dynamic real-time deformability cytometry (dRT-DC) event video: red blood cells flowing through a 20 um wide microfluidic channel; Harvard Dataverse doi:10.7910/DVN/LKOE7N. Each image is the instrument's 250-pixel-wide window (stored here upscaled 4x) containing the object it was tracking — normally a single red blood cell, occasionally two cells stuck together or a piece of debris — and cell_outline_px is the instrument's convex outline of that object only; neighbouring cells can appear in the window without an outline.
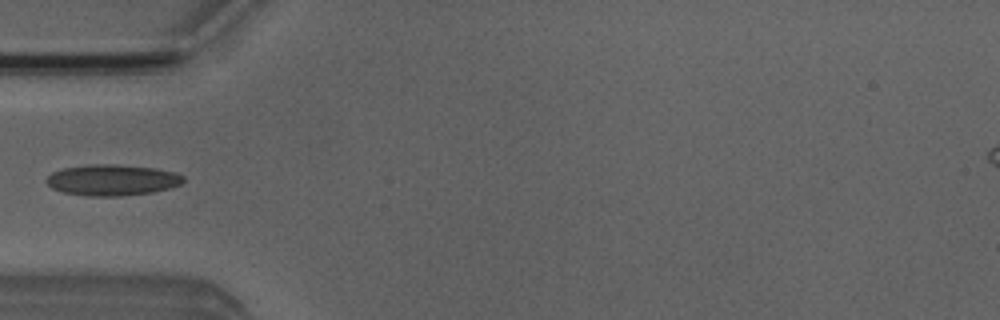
{"species": "Egyptian fruit bat (a non-hibernating species)", "species_latin": "Rousettus aegyptiacus", "temperature_condition": "room temperature", "stored_images_in_passage": 1, "camera_frame_rate_fps": 3000, "um_per_image_px": 0.085, "animal": {"sex": "male"}, "frame": {"image": 1, "passage_image": 1, "time_ms": 0.0, "image_size_px": [1000, 320], "cell_outline_px": [[184, 180], [180, 184], [168, 188], [152, 192], [120, 196], [88, 196], [64, 192], [52, 188], [44, 180], [52, 172], [64, 168], [88, 164], [116, 164], [156, 168], [176, 172], [184, 176]], "centroid_in_image_um": [9.53, 15.29], "position_along_channel_um": 75.5, "area_um2": 24.8}}